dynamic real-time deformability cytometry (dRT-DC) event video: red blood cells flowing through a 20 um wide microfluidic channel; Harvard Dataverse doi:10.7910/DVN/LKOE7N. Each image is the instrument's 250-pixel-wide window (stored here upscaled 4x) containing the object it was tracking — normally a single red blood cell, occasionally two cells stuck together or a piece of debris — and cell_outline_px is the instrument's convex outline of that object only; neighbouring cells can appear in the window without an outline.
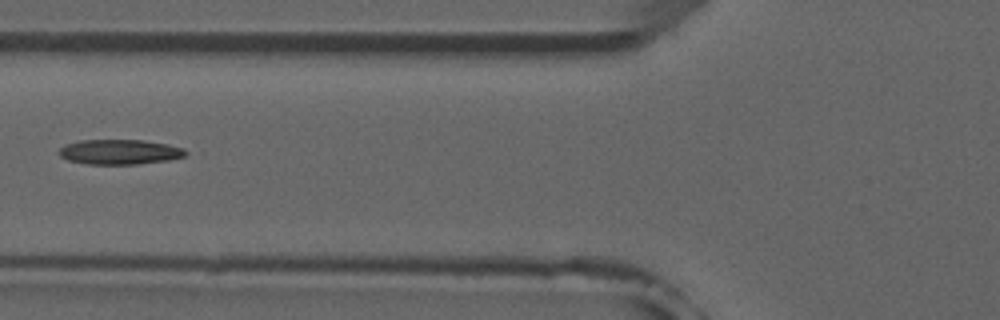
{"species": "common noctule bat (a hibernating species)", "species_latin": "Nyctalus noctula", "temperature_condition": "room temperature", "stored_images_in_passage": 6, "camera_frame_rate_fps": 3000, "um_per_image_px": 0.085, "animal": {"sex": "male", "forearm_length_mm": 52.5}, "frame": {"image": 1, "passage_image": 6, "time_ms": 5.667, "image_size_px": [1000, 320], "cell_outline_px": [[188, 152], [184, 156], [168, 160], [136, 164], [88, 164], [68, 160], [60, 156], [56, 152], [64, 144], [80, 140], [144, 140], [168, 144], [184, 148]], "centroid_in_image_um": [10.14, 12.9], "position_along_channel_um": 115.7, "area_um2": 18.5}}